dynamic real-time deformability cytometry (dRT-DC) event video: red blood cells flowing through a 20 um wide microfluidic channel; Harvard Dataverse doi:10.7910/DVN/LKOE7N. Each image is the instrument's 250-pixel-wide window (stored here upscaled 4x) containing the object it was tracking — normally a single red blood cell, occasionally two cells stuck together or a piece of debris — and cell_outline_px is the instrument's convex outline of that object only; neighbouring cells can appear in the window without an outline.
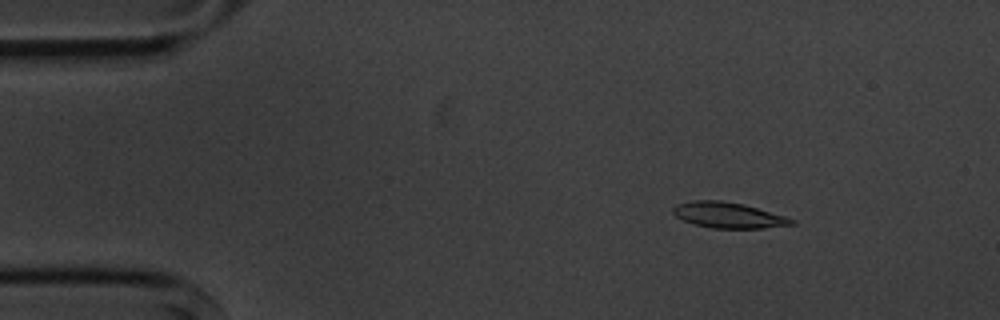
{"species": "common noctule bat (a hibernating species)", "species_latin": "Nyctalus noctula", "temperature_condition": "cold", "stored_images_in_passage": 13, "camera_frame_rate_fps": 3000, "um_per_image_px": 0.085, "animal": {"sex": "male", "body_mass_g": 20.1, "forearm_length_mm": 53.5}, "frame": {"image": 1, "passage_image": 3, "time_ms": 2.333, "image_size_px": [1000, 320], "cell_outline_px": [[796, 224], [764, 228], [712, 228], [692, 224], [676, 216], [672, 212], [672, 208], [676, 204], [692, 200], [720, 200], [744, 204], [784, 216], [796, 220]], "centroid_in_image_um": [61.88, 18.29], "position_along_channel_um": 23.1, "area_um2": 17.8}}
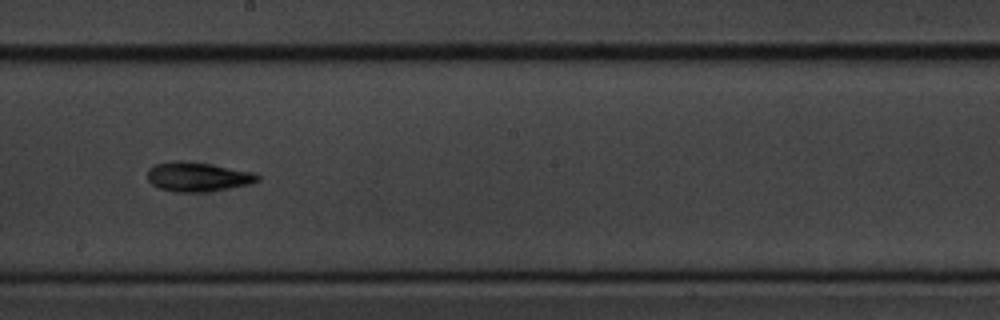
{"frame": {"image": 2, "passage_image": 9, "time_ms": 10.0, "image_size_px": [1000, 320], "cell_outline_px": [[260, 180], [248, 184], [228, 188], [204, 192], [176, 192], [160, 188], [152, 184], [148, 180], [148, 168], [156, 164], [172, 160], [180, 160], [208, 164], [256, 172], [260, 176]], "centroid_in_image_um": [16.8, 15.02], "position_along_channel_um": 231.4, "area_um2": 18.79}}
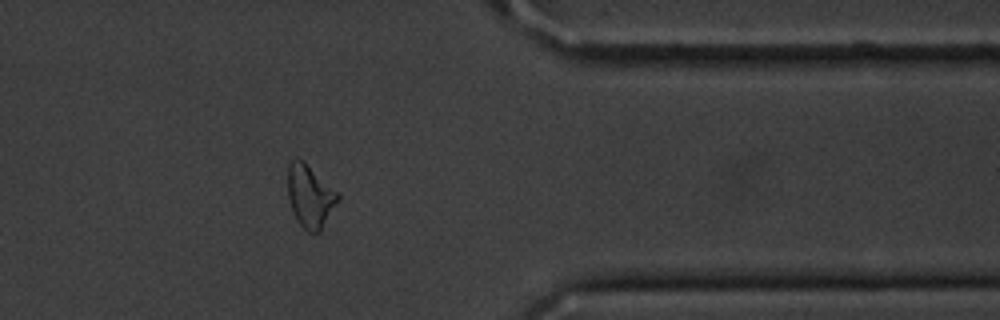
{"frame": {"image": 3, "passage_image": 13, "time_ms": 14.667, "image_size_px": [1000, 320], "cell_outline_px": [[340, 200], [320, 232], [308, 232], [296, 220], [288, 200], [288, 164], [296, 156], [304, 160], [340, 192]], "centroid_in_image_um": [26.38, 16.64], "position_along_channel_um": 385.0, "area_um2": 18.9}, "authors_computed_cell_mechanics": {"area_um2": 17.8024, "velocity_mm_per_s": 3.6048, "shape_relaxation_time_tau1_ms": 2.6761, "shape_relaxation_time_tau2_ms": 3.5606, "deformation_change_tau1": 0.1053, "deformation_change_tau2": 0.108}}